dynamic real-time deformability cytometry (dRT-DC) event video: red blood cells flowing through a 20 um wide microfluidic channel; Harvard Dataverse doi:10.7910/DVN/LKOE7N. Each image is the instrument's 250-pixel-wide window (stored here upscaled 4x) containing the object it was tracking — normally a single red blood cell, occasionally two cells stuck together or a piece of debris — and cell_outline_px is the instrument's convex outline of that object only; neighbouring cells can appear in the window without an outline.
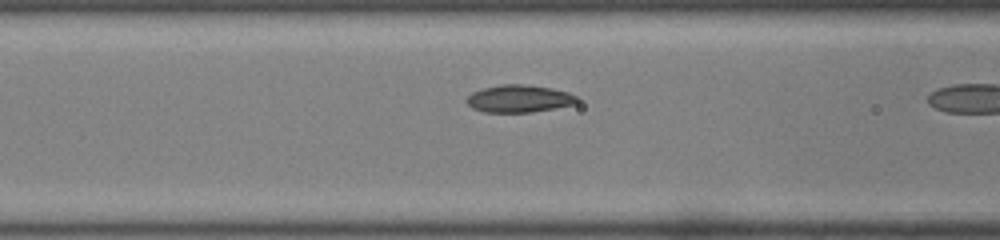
{"species": "common noctule bat (a hibernating species)", "species_latin": "Nyctalus noctula", "temperature_condition": "room temperature", "stored_images_in_passage": 9, "camera_frame_rate_fps": 3000, "um_per_image_px": 0.085, "animal": {"sex": "male", "body_mass_g": 19.0, "forearm_length_mm": 50.8}, "frame": {"image": 1, "passage_image": 8, "time_ms": 2.333, "image_size_px": [1000, 240], "cell_outline_px": [[580, 100], [576, 104], [556, 108], [532, 112], [484, 112], [472, 108], [464, 100], [472, 92], [484, 88], [500, 84], [524, 84], [552, 88], [568, 92], [576, 96]], "centroid_in_image_um": [44.13, 8.39], "position_along_channel_um": 122.5, "area_um2": 17.8}}